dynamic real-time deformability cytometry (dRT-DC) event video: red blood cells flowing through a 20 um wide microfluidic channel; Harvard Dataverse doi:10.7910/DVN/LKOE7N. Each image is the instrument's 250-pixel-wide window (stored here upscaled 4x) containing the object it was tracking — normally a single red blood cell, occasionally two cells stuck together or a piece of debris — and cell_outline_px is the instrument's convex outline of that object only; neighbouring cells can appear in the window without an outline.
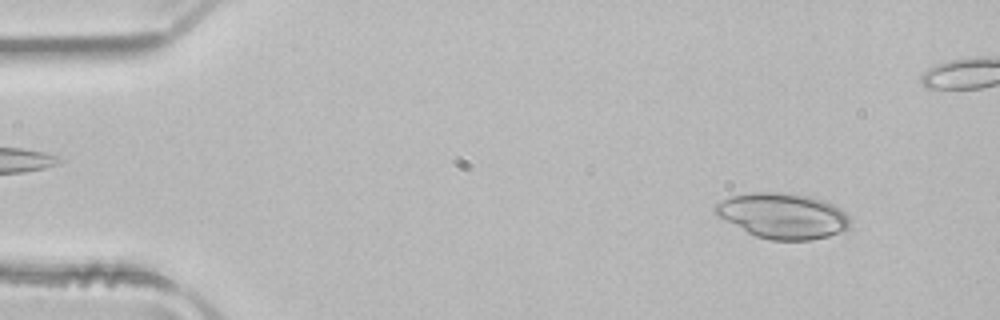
{"species": "common noctule bat (a hibernating species)", "species_latin": "Nyctalus noctula", "temperature_condition": "room temperature", "stored_images_in_passage": 50, "camera_frame_rate_fps": 3000, "um_per_image_px": 0.085, "animal": {"sex": "male", "body_mass_g": 21.5, "forearm_length_mm": 52.0}, "frame": {"image": 1, "passage_image": 4, "time_ms": 1.0, "image_size_px": [1000, 320], "cell_outline_px": [[848, 228], [828, 236], [812, 240], [772, 240], [756, 236], [716, 216], [712, 212], [712, 208], [716, 204], [732, 196], [752, 192], [784, 192], [812, 196], [824, 200], [840, 208], [848, 216]], "centroid_in_image_um": [66.51, 18.33], "position_along_channel_um": 18.5, "area_um2": 35.66}}
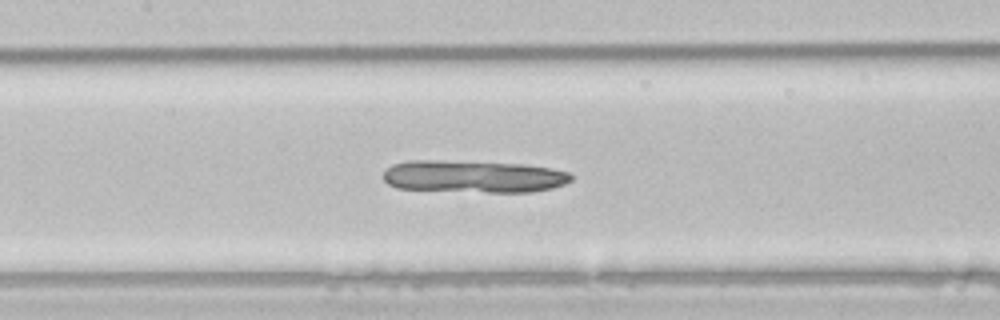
{"frame": {"image": 2, "passage_image": 22, "time_ms": 7.0, "image_size_px": [1000, 320], "cell_outline_px": [[572, 180], [564, 184], [552, 188], [532, 192], [488, 192], [396, 188], [388, 184], [384, 180], [384, 172], [392, 164], [408, 160], [444, 160], [524, 164], [548, 168], [568, 172], [572, 176]], "centroid_in_image_um": [40.23, 14.99], "position_along_channel_um": 167.2, "area_um2": 35.37}}
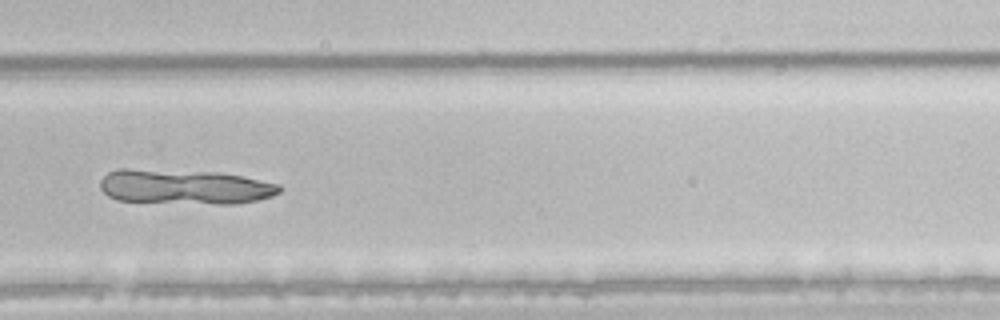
{"frame": {"image": 3, "passage_image": 33, "time_ms": 10.667, "image_size_px": [1000, 320], "cell_outline_px": [[284, 188], [280, 192], [272, 196], [256, 200], [236, 204], [216, 204], [116, 200], [108, 196], [100, 188], [100, 180], [108, 172], [120, 168], [128, 168], [216, 172], [244, 176], [280, 184]], "centroid_in_image_um": [15.72, 15.87], "position_along_channel_um": 314.1, "area_um2": 36.65}}